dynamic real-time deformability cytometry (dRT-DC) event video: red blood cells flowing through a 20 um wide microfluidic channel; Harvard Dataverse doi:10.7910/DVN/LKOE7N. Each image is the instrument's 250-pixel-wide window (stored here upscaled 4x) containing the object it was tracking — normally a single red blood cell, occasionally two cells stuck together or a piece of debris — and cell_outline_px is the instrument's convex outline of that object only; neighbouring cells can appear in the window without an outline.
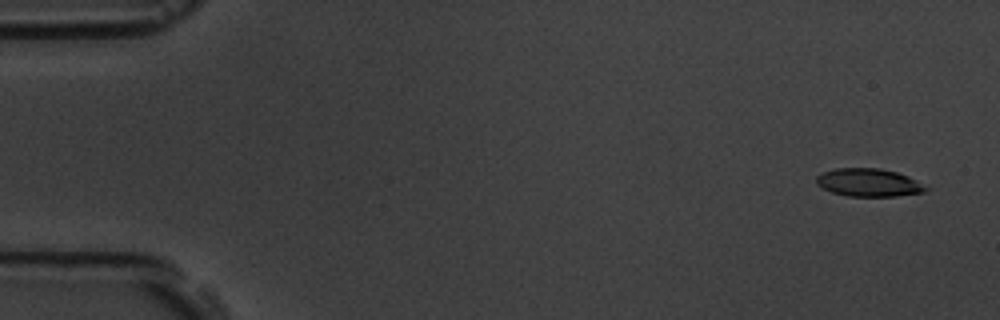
{"species": "common noctule bat (a hibernating species)", "species_latin": "Nyctalus noctula", "temperature_condition": "room temperature", "stored_images_in_passage": 5, "camera_frame_rate_fps": 3000, "um_per_image_px": 0.085, "animal": {"sex": "male", "body_mass_g": 19.5, "forearm_length_mm": 54.6}, "frame": {"image": 1, "passage_image": 1, "time_ms": 0.0, "image_size_px": [1000, 320], "cell_outline_px": [[932, 188], [924, 192], [896, 196], [848, 196], [832, 192], [816, 184], [816, 176], [824, 172], [836, 168], [880, 168], [896, 172], [908, 176]], "centroid_in_image_um": [73.88, 15.52], "position_along_channel_um": 11.1, "area_um2": 17.86}}
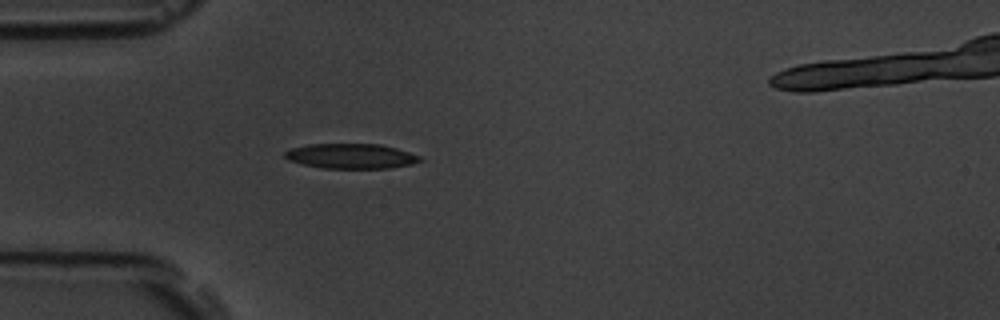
{"frame": {"image": 2, "passage_image": 5, "time_ms": 4.667, "image_size_px": [1000, 320], "cell_outline_px": [[424, 160], [412, 164], [388, 168], [324, 168], [304, 164], [288, 160], [284, 156], [284, 152], [292, 148], [308, 144], [380, 144], [396, 148], [420, 156]], "centroid_in_image_um": [29.85, 13.26], "position_along_channel_um": 55.2, "area_um2": 19.54}}